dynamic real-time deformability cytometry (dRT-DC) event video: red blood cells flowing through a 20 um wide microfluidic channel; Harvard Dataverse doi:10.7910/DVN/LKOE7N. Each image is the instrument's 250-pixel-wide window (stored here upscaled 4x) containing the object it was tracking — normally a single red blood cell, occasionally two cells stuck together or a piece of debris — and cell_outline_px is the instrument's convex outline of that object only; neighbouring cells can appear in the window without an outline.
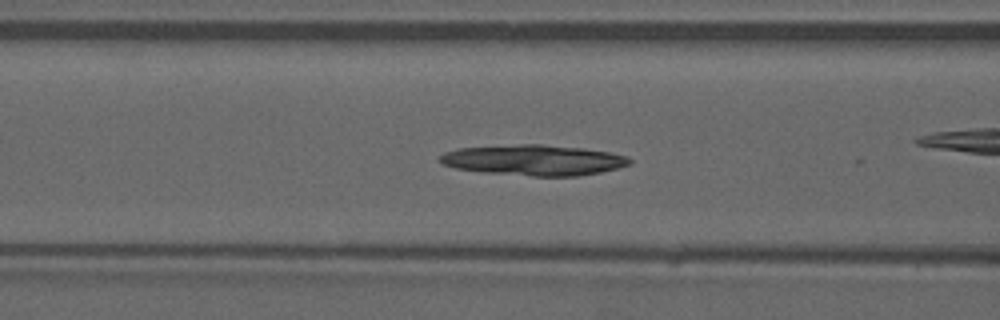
{"species": "common noctule bat (a hibernating species)", "species_latin": "Nyctalus noctula", "temperature_condition": "warm", "stored_images_in_passage": 39, "camera_frame_rate_fps": 3000, "um_per_image_px": 0.085, "animal": {"sex": "male", "forearm_length_mm": 52.5}, "frame": {"image": 1, "passage_image": 22, "time_ms": 7.0, "image_size_px": [1000, 320], "cell_outline_px": [[632, 164], [600, 172], [580, 176], [532, 176], [484, 172], [456, 168], [444, 164], [440, 160], [440, 156], [444, 152], [460, 148], [520, 144], [540, 144], [584, 148], [608, 152], [628, 156], [632, 160]], "centroid_in_image_um": [45.42, 13.61], "position_along_channel_um": 121.2, "area_um2": 33.7}}